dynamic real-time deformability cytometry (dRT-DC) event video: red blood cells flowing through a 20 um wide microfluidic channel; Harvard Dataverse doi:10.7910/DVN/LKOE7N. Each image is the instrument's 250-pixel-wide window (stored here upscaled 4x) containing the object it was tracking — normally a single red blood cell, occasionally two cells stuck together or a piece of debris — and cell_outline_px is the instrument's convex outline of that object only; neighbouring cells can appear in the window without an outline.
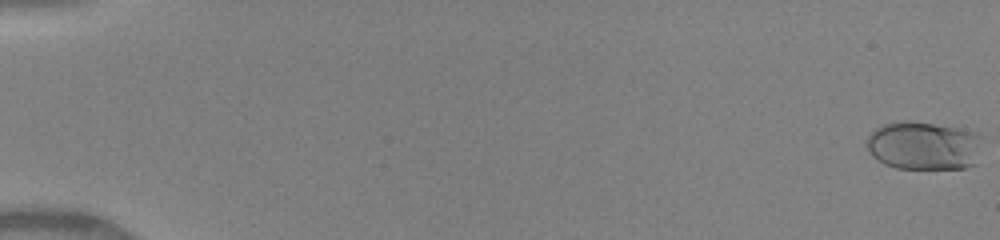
{"species": "human", "species_latin": "Homo sapiens", "temperature_condition": "warm", "stored_images_in_passage": 50, "camera_frame_rate_fps": 3000, "um_per_image_px": 0.085, "donor": {"sex": "female"}, "frame": {"image": 1, "passage_image": 1, "time_ms": 0.0, "image_size_px": [1000, 240], "cell_outline_px": [[976, 164], [964, 168], [896, 168], [884, 164], [872, 156], [868, 148], [868, 136], [876, 128], [884, 124], [908, 120], [964, 128], [972, 132], [976, 136]], "centroid_in_image_um": [78.44, 12.38], "position_along_channel_um": 6.6, "area_um2": 31.96}}
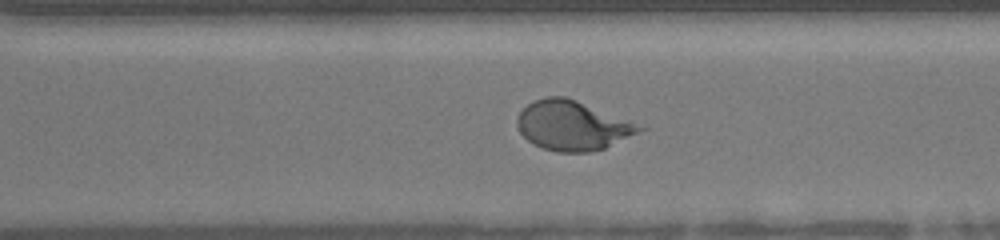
{"frame": {"image": 2, "passage_image": 37, "time_ms": 12.0, "image_size_px": [1000, 240], "cell_outline_px": [[648, 128], [604, 148], [592, 152], [556, 152], [532, 144], [520, 132], [516, 124], [516, 120], [520, 112], [532, 100], [548, 96], [564, 96], [576, 100]], "centroid_in_image_um": [48.62, 10.67], "position_along_channel_um": 322.0, "area_um2": 34.97}}
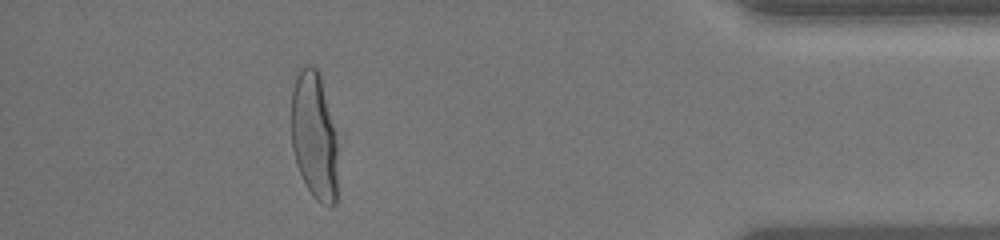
{"frame": {"image": 3, "passage_image": 46, "time_ms": 15.0, "image_size_px": [1000, 240], "cell_outline_px": [[336, 204], [332, 208], [328, 208], [316, 200], [312, 196], [296, 164], [292, 148], [292, 92], [296, 76], [300, 68], [304, 64], [312, 64], [316, 68], [320, 76], [336, 132]], "centroid_in_image_um": [26.7, 11.56], "position_along_channel_um": 408.5, "area_um2": 34.56}, "authors_computed_cell_mechanics": {"area_um2": 34.2465, "velocity_mm_per_s": 4.17, "shape_relaxation_time_tau1_ms": 4.4317, "shape_relaxation_time_tau2_ms": null, "deformation_change_tau1": 0.2007, "deformation_change_tau2": null}}